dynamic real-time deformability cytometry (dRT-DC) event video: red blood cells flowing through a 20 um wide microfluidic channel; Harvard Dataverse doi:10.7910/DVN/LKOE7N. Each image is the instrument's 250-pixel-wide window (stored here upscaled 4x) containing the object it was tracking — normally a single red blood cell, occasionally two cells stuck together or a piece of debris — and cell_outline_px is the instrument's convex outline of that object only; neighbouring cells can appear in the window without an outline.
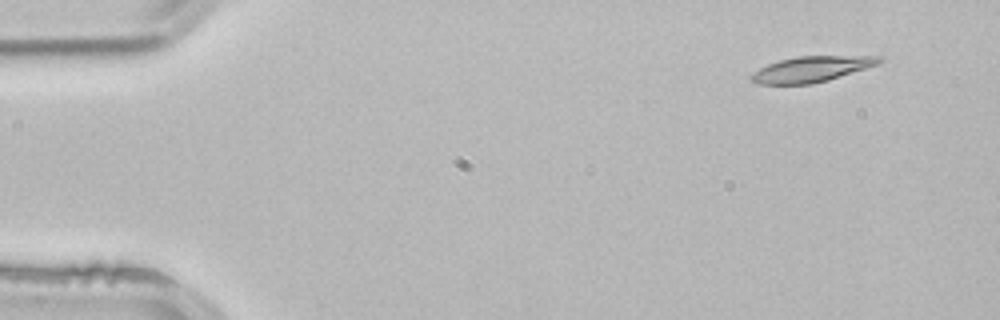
{"species": "common noctule bat (a hibernating species)", "species_latin": "Nyctalus noctula", "temperature_condition": "room temperature", "stored_images_in_passage": 2, "camera_frame_rate_fps": 3000, "um_per_image_px": 0.085, "animal": {"sex": "male", "body_mass_g": 21.5, "forearm_length_mm": 52.0}, "frame": {"image": 1, "passage_image": 1, "time_ms": 0.0, "image_size_px": [1000, 320], "cell_outline_px": [[884, 60], [876, 64], [828, 80], [812, 84], [756, 84], [748, 80], [748, 76], [752, 72], [768, 64], [780, 60], [796, 56], [884, 56]], "centroid_in_image_um": [68.89, 5.88], "position_along_channel_um": 16.1, "area_um2": 19.07}}